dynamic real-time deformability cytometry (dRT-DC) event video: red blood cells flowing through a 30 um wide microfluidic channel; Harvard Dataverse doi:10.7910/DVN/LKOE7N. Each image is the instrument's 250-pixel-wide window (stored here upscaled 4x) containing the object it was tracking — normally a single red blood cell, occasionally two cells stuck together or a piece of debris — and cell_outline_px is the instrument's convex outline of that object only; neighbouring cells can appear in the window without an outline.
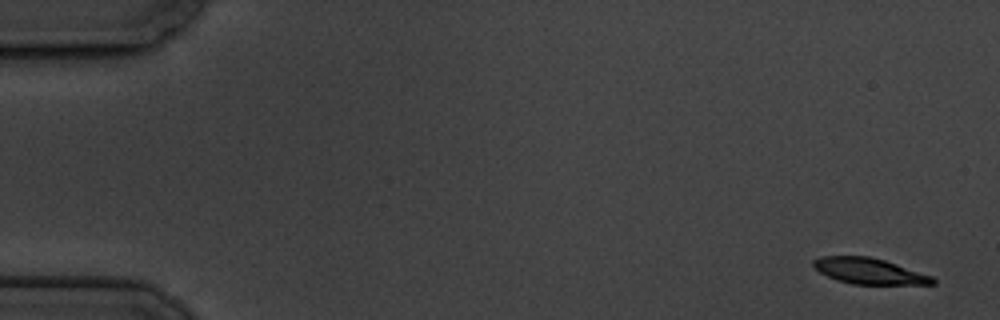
{"species": "common noctule bat (a hibernating species)", "species_latin": "Nyctalus noctula", "temperature_condition": "cold", "stored_images_in_passage": 7, "camera_frame_rate_fps": 3000, "um_per_image_px": 0.085, "animal": {"sex": "male", "body_mass_g": 19.5, "forearm_length_mm": 54.6}, "frame": {"image": 1, "passage_image": 1, "time_ms": 0.0, "image_size_px": [1000, 320], "cell_outline_px": [[936, 284], [852, 284], [836, 280], [820, 272], [812, 264], [812, 260], [820, 256], [868, 256], [884, 260], [932, 276], [936, 280]], "centroid_in_image_um": [73.86, 23.04], "position_along_channel_um": 11.1, "area_um2": 17.86}}
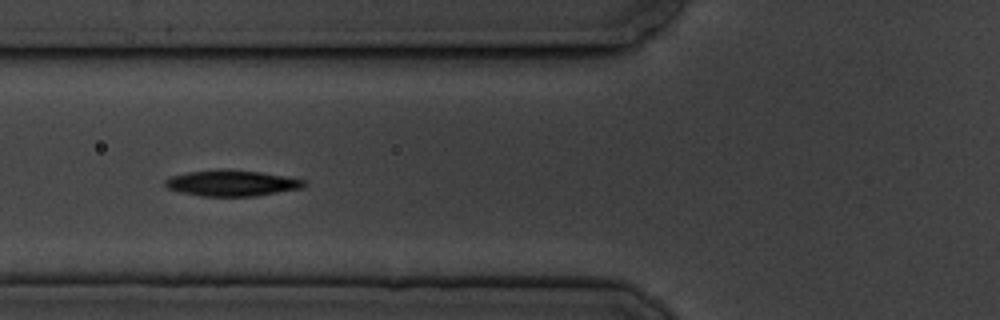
{"frame": {"image": 2, "passage_image": 6, "time_ms": 6.667, "image_size_px": [1000, 320], "cell_outline_px": [[308, 184], [304, 188], [256, 196], [200, 196], [180, 192], [168, 188], [164, 184], [164, 180], [172, 176], [188, 172], [220, 168], [224, 168], [260, 172], [308, 180]], "centroid_in_image_um": [19.74, 15.56], "position_along_channel_um": 106.1, "area_um2": 21.33}}
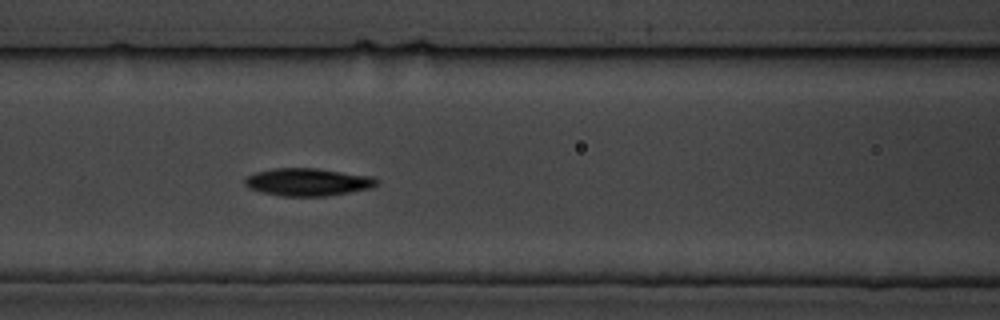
{"frame": {"image": 3, "passage_image": 7, "time_ms": 7.667, "image_size_px": [1000, 320], "cell_outline_px": [[380, 180], [372, 188], [328, 196], [280, 196], [260, 192], [248, 188], [244, 184], [244, 180], [248, 176], [256, 172], [272, 168], [316, 168], [372, 176]], "centroid_in_image_um": [26.15, 15.47], "position_along_channel_um": 140.4, "area_um2": 21.39}}